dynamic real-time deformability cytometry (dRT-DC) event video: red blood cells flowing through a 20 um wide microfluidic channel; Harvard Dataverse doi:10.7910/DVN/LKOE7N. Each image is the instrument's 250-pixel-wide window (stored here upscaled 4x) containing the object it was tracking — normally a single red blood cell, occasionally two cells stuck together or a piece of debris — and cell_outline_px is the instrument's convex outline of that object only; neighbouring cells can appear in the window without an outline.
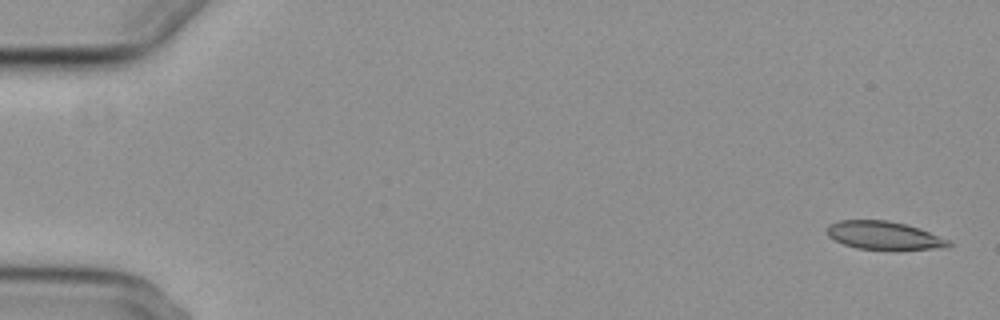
{"species": "common noctule bat (a hibernating species)", "species_latin": "Nyctalus noctula", "temperature_condition": "cold", "stored_images_in_passage": 8, "camera_frame_rate_fps": 3000, "um_per_image_px": 0.085, "animal": {"sex": "female", "body_mass_g": 29.2, "forearm_length_mm": 56.3}, "frame": {"image": 1, "passage_image": 1, "time_ms": 0.0, "image_size_px": [1000, 320], "cell_outline_px": [[952, 244], [944, 248], [856, 248], [844, 244], [828, 236], [828, 224], [840, 220], [888, 220], [920, 228], [948, 240]], "centroid_in_image_um": [75.1, 19.98], "position_along_channel_um": 9.9, "area_um2": 19.31}}
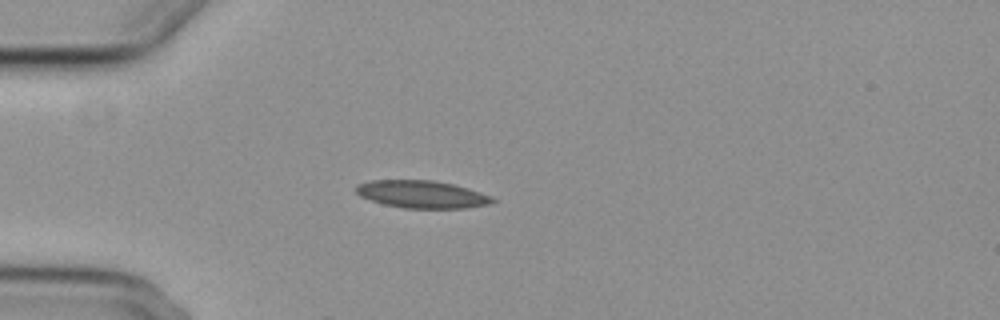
{"frame": {"image": 2, "passage_image": 5, "time_ms": 4.667, "image_size_px": [1000, 320], "cell_outline_px": [[496, 200], [488, 204], [468, 208], [404, 208], [384, 204], [360, 196], [356, 192], [356, 184], [372, 180], [432, 180], [452, 184], [468, 188], [492, 196]], "centroid_in_image_um": [35.86, 16.51], "position_along_channel_um": 49.1, "area_um2": 21.79}}